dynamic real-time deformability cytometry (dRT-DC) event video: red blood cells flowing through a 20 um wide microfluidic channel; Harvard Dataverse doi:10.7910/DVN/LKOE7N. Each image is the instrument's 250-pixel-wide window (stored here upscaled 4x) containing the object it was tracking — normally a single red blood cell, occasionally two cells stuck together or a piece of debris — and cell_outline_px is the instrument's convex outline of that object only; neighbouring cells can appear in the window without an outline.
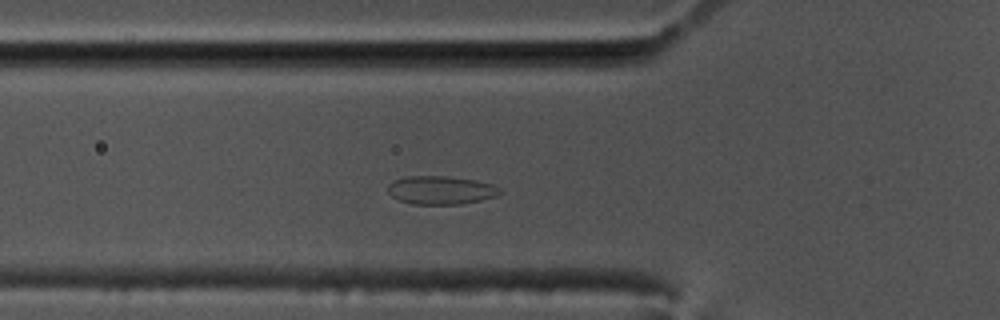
{"species": "common noctule bat (a hibernating species)", "species_latin": "Nyctalus noctula", "temperature_condition": "cold", "stored_images_in_passage": 40, "camera_frame_rate_fps": 3000, "um_per_image_px": 0.085, "animal": {"sex": "male", "body_mass_g": 17.5, "forearm_length_mm": 52.3}, "frame": {"image": 1, "passage_image": 2, "time_ms": 0.333, "image_size_px": [1000, 320], "cell_outline_px": [[500, 192], [496, 196], [480, 200], [460, 204], [412, 204], [400, 200], [392, 196], [388, 192], [388, 184], [396, 180], [408, 176], [448, 176], [476, 180], [492, 184], [500, 188]], "centroid_in_image_um": [37.47, 16.16], "position_along_channel_um": 88.3, "area_um2": 18.38}}
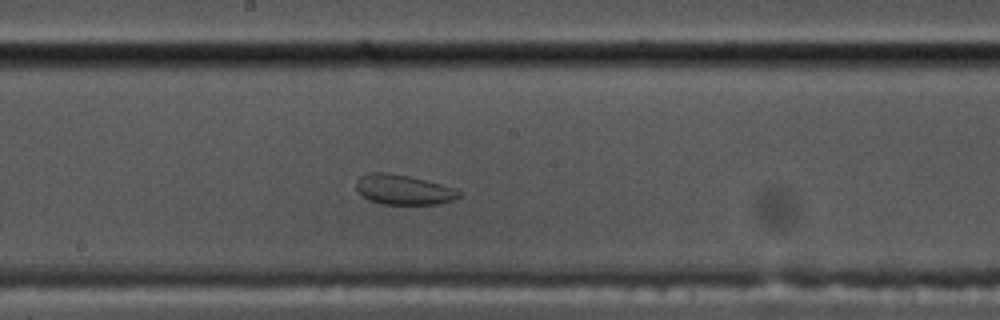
{"frame": {"image": 2, "passage_image": 13, "time_ms": 4.0, "image_size_px": [1000, 320], "cell_outline_px": [[460, 196], [452, 200], [436, 204], [380, 204], [368, 200], [356, 188], [356, 180], [360, 176], [368, 172], [388, 172], [408, 176], [440, 184], [452, 188], [460, 192]], "centroid_in_image_um": [34.23, 16.12], "position_along_channel_um": 214.0, "area_um2": 17.74}}
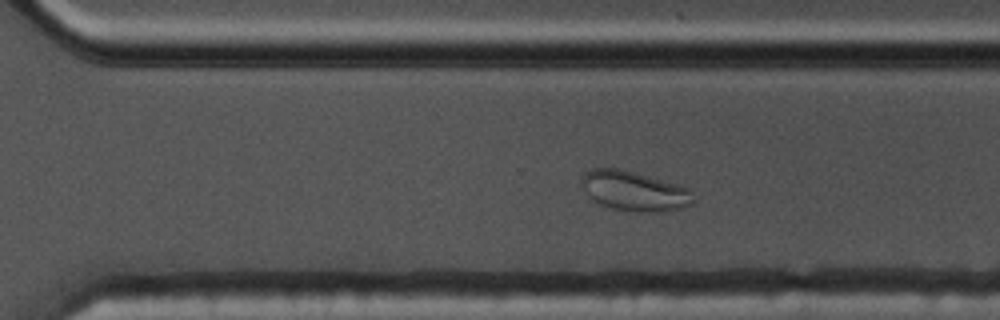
{"frame": {"image": 3, "passage_image": 22, "time_ms": 7.0, "image_size_px": [1000, 320], "cell_outline_px": [[692, 204], [680, 208], [664, 212], [632, 212], [608, 208], [592, 204], [580, 184], [580, 176], [584, 172], [592, 168], [620, 168], [676, 184], [688, 188], [692, 192]], "centroid_in_image_um": [53.79, 16.26], "position_along_channel_um": 316.8, "area_um2": 26.53}}